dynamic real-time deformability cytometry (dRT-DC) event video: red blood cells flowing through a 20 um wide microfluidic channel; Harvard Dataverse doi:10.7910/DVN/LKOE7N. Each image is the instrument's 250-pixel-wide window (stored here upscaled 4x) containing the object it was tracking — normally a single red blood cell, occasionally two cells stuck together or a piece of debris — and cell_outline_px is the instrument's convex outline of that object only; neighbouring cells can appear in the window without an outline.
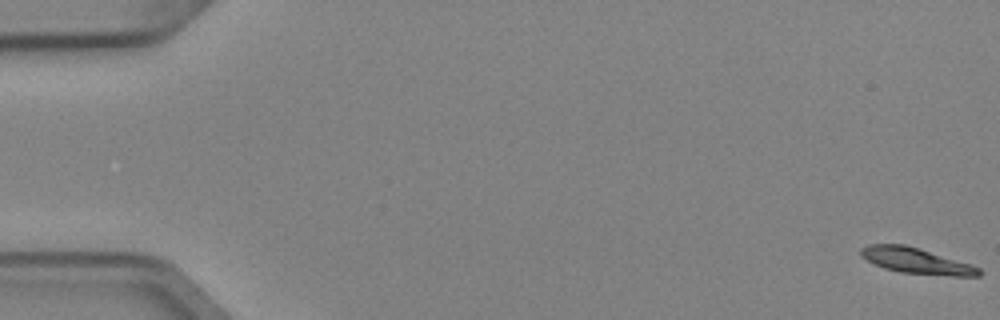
{"species": "Egyptian fruit bat (a non-hibernating species)", "species_latin": "Rousettus aegyptiacus", "temperature_condition": "cold", "stored_images_in_passage": 4, "camera_frame_rate_fps": 3000, "um_per_image_px": 0.085, "animal": {"sex": "female"}, "frame": {"image": 1, "passage_image": 1, "time_ms": 0.0, "image_size_px": [1000, 320], "cell_outline_px": [[980, 276], [952, 276], [900, 272], [884, 268], [860, 256], [860, 248], [868, 244], [904, 244], [968, 264], [980, 268]], "centroid_in_image_um": [77.82, 22.17], "position_along_channel_um": 7.2, "area_um2": 17.22}}